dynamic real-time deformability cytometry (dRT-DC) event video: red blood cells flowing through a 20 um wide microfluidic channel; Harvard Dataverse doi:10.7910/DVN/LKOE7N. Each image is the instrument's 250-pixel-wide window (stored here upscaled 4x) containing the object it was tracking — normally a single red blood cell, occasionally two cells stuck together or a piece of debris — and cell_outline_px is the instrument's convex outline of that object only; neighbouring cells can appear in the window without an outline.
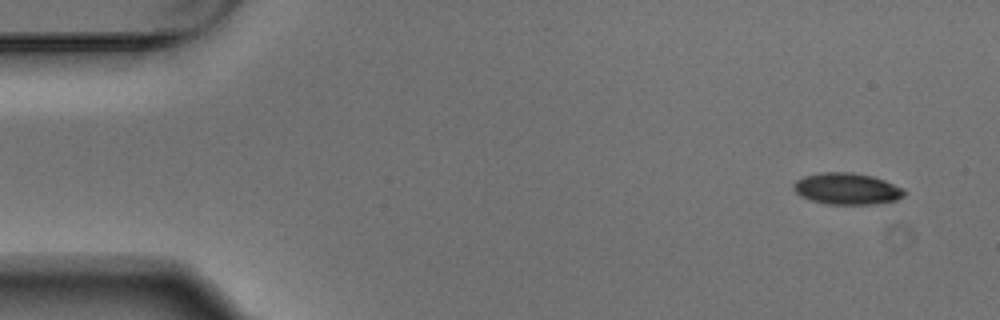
{"species": "Egyptian fruit bat (a non-hibernating species)", "species_latin": "Rousettus aegyptiacus", "temperature_condition": "warm", "stored_images_in_passage": 5, "camera_frame_rate_fps": 3000, "um_per_image_px": 0.085, "animal": {"sex": "male"}, "frame": {"image": 1, "passage_image": 1, "time_ms": 0.0, "image_size_px": [1000, 320], "cell_outline_px": [[908, 192], [904, 196], [896, 200], [876, 204], [828, 204], [812, 200], [800, 196], [792, 188], [792, 184], [796, 180], [804, 176], [820, 172], [852, 172], [872, 176], [884, 180], [904, 188]], "centroid_in_image_um": [72.0, 16.04], "position_along_channel_um": 13.0, "area_um2": 20.52}}
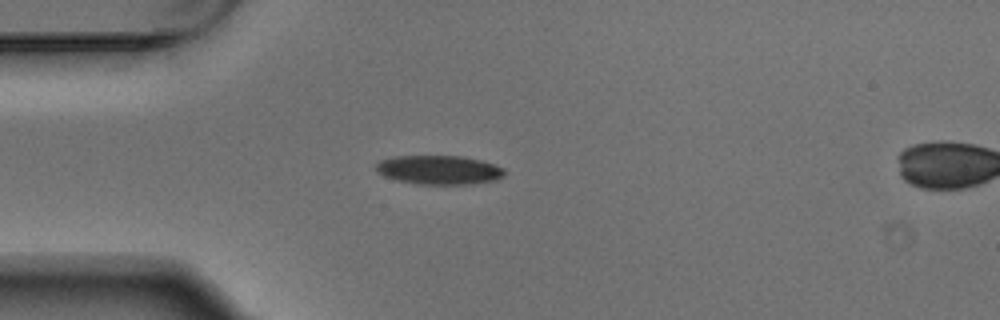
{"frame": {"image": 2, "passage_image": 4, "time_ms": 1.0, "image_size_px": [1000, 320], "cell_outline_px": [[504, 176], [496, 180], [472, 184], [416, 184], [396, 180], [384, 176], [376, 172], [376, 164], [380, 160], [396, 156], [464, 156], [480, 160], [504, 168]], "centroid_in_image_um": [37.3, 14.44], "position_along_channel_um": 47.7, "area_um2": 21.79}}